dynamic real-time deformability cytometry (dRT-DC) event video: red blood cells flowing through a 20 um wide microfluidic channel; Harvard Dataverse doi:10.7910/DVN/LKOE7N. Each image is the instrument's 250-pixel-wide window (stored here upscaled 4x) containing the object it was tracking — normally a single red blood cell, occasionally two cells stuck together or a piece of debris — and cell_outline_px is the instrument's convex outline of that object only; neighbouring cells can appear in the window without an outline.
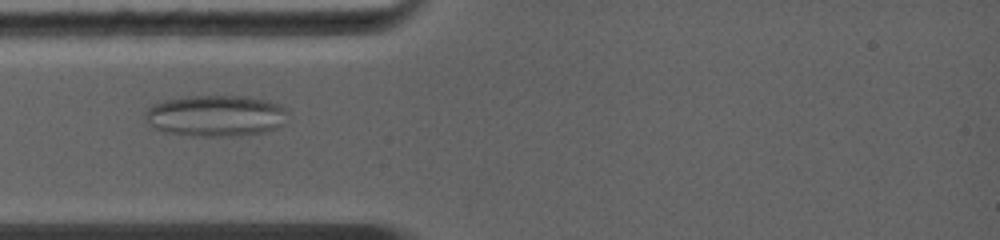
{"species": "common noctule bat (a hibernating species)", "species_latin": "Nyctalus noctula", "temperature_condition": "warm", "stored_images_in_passage": 33, "camera_frame_rate_fps": 5000, "um_per_image_px": 0.085, "animal": {"sex": "female", "body_mass_g": 19.0, "forearm_length_mm": 56.7}, "frame": {"image": 1, "passage_image": 5, "time_ms": 2.8, "image_size_px": [1000, 240], "cell_outline_px": [[284, 124], [276, 128], [264, 132], [232, 136], [200, 136], [164, 132], [156, 128], [144, 116], [144, 112], [152, 104], [168, 100], [192, 96], [244, 96], [264, 100], [276, 104], [280, 108]], "centroid_in_image_um": [18.26, 9.85], "position_along_channel_um": 66.7, "area_um2": 33.41}}
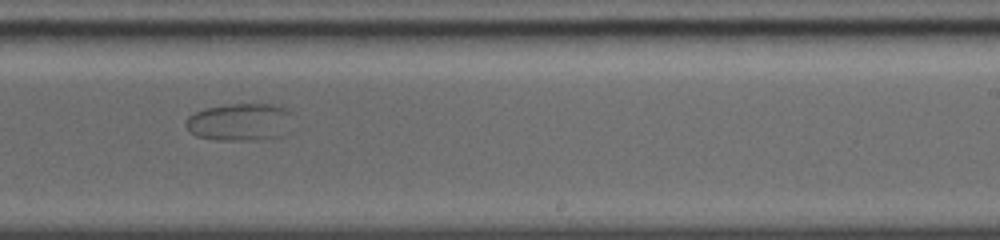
{"frame": {"image": 2, "passage_image": 14, "time_ms": 7.6, "image_size_px": [1000, 240], "cell_outline_px": [[292, 112], [288, 132], [284, 136], [260, 140], [216, 140], [196, 136], [188, 132], [184, 124], [188, 116], [204, 108], [228, 104], [272, 104], [284, 108]], "centroid_in_image_um": [20.39, 10.39], "position_along_channel_um": 268.6, "area_um2": 23.81}}
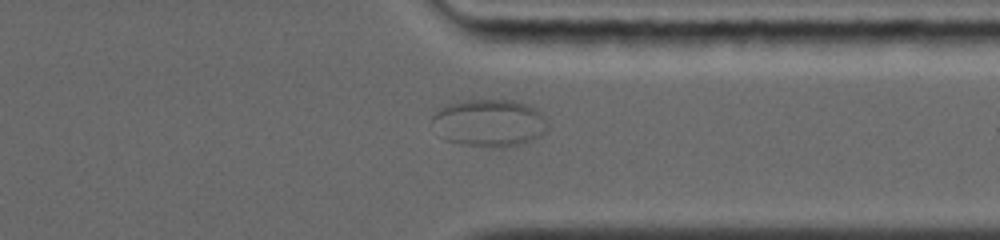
{"frame": {"image": 3, "passage_image": 21, "time_ms": 10.0, "image_size_px": [1000, 240], "cell_outline_px": [[548, 124], [544, 132], [540, 136], [532, 140], [520, 144], [504, 148], [500, 148], [468, 144], [444, 140], [432, 120], [432, 116], [436, 112], [448, 104], [464, 100], [512, 100], [524, 104], [540, 112]], "centroid_in_image_um": [41.6, 10.45], "position_along_channel_um": 369.8, "area_um2": 31.39}}